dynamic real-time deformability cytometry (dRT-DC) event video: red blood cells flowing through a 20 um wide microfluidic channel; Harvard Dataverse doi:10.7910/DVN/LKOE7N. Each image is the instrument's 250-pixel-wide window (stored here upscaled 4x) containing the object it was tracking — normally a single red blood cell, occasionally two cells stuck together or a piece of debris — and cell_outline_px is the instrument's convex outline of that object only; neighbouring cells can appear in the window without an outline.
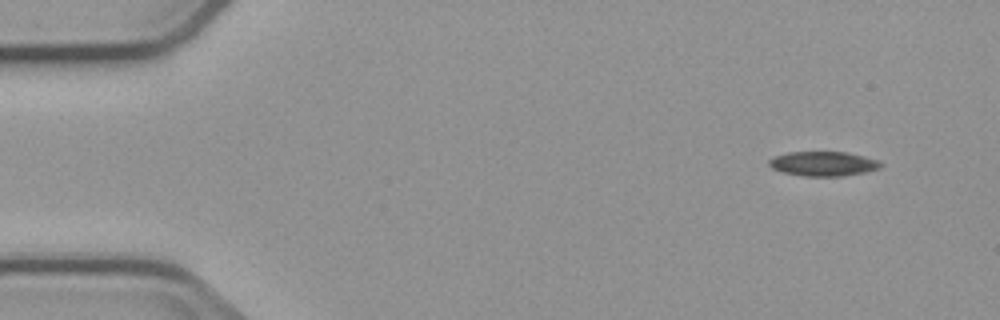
{"species": "common noctule bat (a hibernating species)", "species_latin": "Nyctalus noctula", "temperature_condition": "cold", "stored_images_in_passage": 6, "camera_frame_rate_fps": 3000, "um_per_image_px": 0.085, "animal": {"sex": "male", "body_mass_g": 23.1, "forearm_length_mm": 52.7}, "frame": {"image": 1, "passage_image": 6, "time_ms": 6.0, "image_size_px": [1000, 320], "cell_outline_px": [[884, 164], [880, 168], [864, 172], [844, 176], [804, 176], [784, 172], [772, 168], [768, 164], [768, 160], [772, 156], [788, 152], [844, 152], [864, 156], [880, 160]], "centroid_in_image_um": [69.98, 13.91], "position_along_channel_um": 15.0, "area_um2": 16.07}}